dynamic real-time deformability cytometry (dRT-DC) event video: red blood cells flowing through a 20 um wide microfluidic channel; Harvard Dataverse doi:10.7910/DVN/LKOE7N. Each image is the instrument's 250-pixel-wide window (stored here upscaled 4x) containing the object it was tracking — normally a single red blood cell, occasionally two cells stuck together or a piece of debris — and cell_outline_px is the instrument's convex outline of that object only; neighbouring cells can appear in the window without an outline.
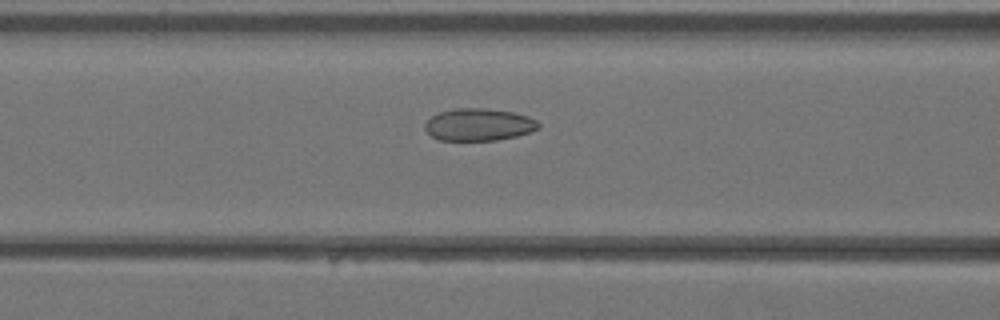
{"species": "Egyptian fruit bat (a non-hibernating species)", "species_latin": "Rousettus aegyptiacus", "temperature_condition": "warm", "stored_images_in_passage": 31, "camera_frame_rate_fps": 3000, "um_per_image_px": 0.085, "animal": {"sex": "female"}, "frame": {"image": 1, "passage_image": 8, "time_ms": 2.333, "image_size_px": [1000, 320], "cell_outline_px": [[540, 128], [532, 132], [516, 136], [496, 140], [440, 140], [432, 136], [424, 128], [424, 124], [432, 116], [440, 112], [452, 108], [484, 108], [512, 112], [528, 116], [536, 120], [540, 124]], "centroid_in_image_um": [40.71, 10.59], "position_along_channel_um": 125.9, "area_um2": 21.39}}
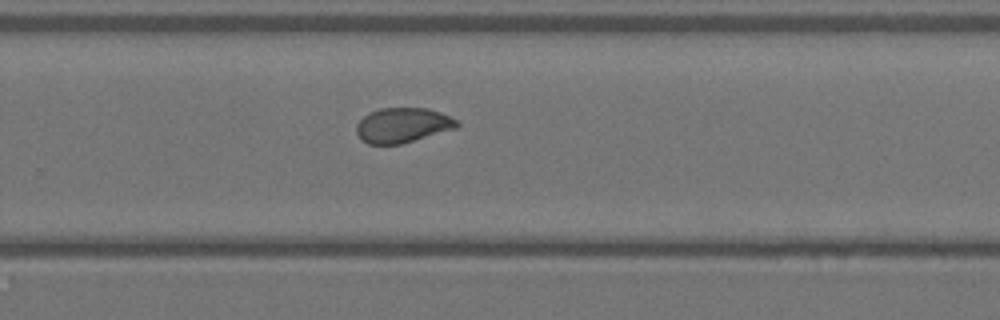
{"frame": {"image": 2, "passage_image": 18, "time_ms": 5.667, "image_size_px": [1000, 320], "cell_outline_px": [[460, 124], [456, 128], [400, 144], [368, 144], [360, 140], [356, 132], [356, 124], [368, 112], [380, 108], [428, 108], [440, 112], [456, 120]], "centroid_in_image_um": [34.18, 10.64], "position_along_channel_um": 295.6, "area_um2": 20.4}}
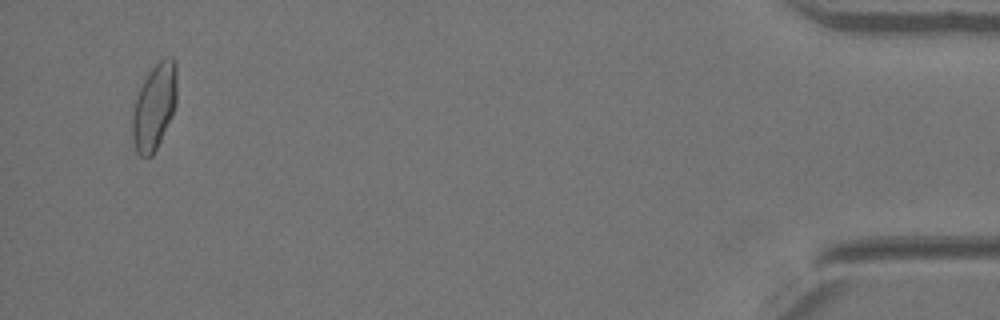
{"frame": {"image": 3, "passage_image": 30, "time_ms": 9.667, "image_size_px": [1000, 320], "cell_outline_px": [[176, 104], [160, 140], [152, 156], [140, 156], [136, 152], [132, 140], [132, 112], [136, 96], [148, 72], [164, 56], [172, 56], [176, 64]], "centroid_in_image_um": [13.1, 9.04], "position_along_channel_um": 422.1, "area_um2": 22.2}}